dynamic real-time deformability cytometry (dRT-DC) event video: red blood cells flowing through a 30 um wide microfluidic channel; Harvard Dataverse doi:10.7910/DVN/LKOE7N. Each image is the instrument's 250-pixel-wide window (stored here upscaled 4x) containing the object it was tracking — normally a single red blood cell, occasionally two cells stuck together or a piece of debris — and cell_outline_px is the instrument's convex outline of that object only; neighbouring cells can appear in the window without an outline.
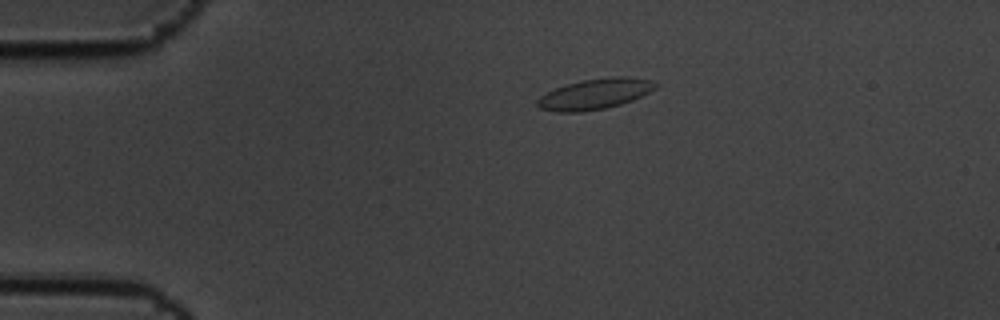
{"species": "common noctule bat (a hibernating species)", "species_latin": "Nyctalus noctula", "temperature_condition": "cold", "stored_images_in_passage": 6, "camera_frame_rate_fps": 3000, "um_per_image_px": 0.085, "animal": {"sex": "male", "body_mass_g": 19.5, "forearm_length_mm": 54.6}, "frame": {"image": 1, "passage_image": 1, "time_ms": 0.0, "image_size_px": [1000, 320], "cell_outline_px": [[660, 84], [656, 88], [632, 100], [620, 104], [604, 108], [580, 112], [556, 112], [540, 108], [536, 104], [536, 100], [540, 96], [556, 88], [580, 80], [612, 76], [628, 76], [652, 80]], "centroid_in_image_um": [50.58, 7.97], "position_along_channel_um": 34.4, "area_um2": 21.04}}
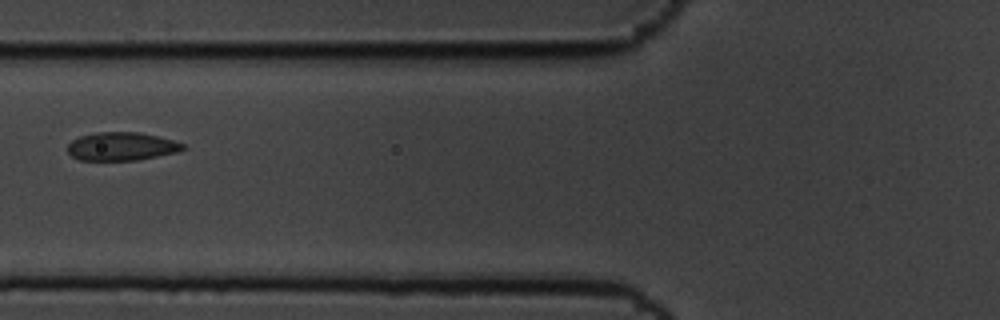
{"frame": {"image": 2, "passage_image": 4, "time_ms": 1.0, "image_size_px": [1000, 320], "cell_outline_px": [[188, 148], [176, 152], [136, 160], [80, 160], [72, 156], [68, 152], [68, 144], [72, 140], [80, 136], [96, 132], [140, 132], [172, 140], [184, 144]], "centroid_in_image_um": [10.32, 12.44], "position_along_channel_um": 115.5, "area_um2": 18.9}}
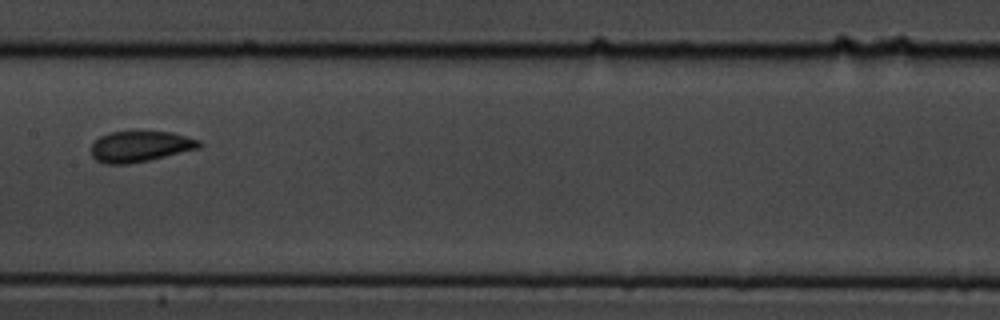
{"frame": {"image": 3, "passage_image": 6, "time_ms": 1.667, "image_size_px": [1000, 320], "cell_outline_px": [[204, 144], [200, 148], [148, 160], [128, 164], [108, 164], [96, 160], [92, 156], [92, 144], [100, 136], [112, 132], [172, 132], [200, 140]], "centroid_in_image_um": [11.94, 12.45], "position_along_channel_um": 195.5, "area_um2": 19.25}}